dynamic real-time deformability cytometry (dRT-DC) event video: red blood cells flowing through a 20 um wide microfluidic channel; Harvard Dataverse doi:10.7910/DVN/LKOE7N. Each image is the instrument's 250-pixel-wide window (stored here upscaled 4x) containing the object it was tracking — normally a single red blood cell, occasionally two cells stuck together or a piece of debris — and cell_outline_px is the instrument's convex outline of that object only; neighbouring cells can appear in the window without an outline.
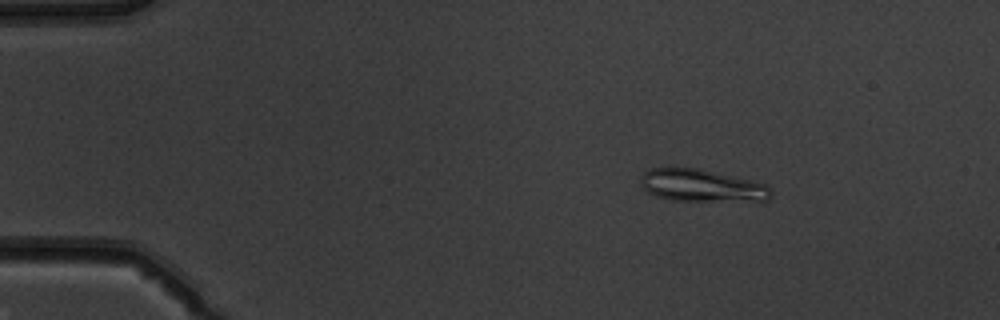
{"species": "common noctule bat (a hibernating species)", "species_latin": "Nyctalus noctula", "temperature_condition": "warm", "stored_images_in_passage": 49, "camera_frame_rate_fps": 3000, "um_per_image_px": 0.085, "animal": {"sex": "male", "body_mass_g": 19.5, "forearm_length_mm": 54.6}, "frame": {"image": 1, "passage_image": 7, "time_ms": 2.0, "image_size_px": [1000, 320], "cell_outline_px": [[772, 196], [768, 200], [672, 200], [656, 196], [648, 192], [640, 184], [644, 172], [648, 168], [700, 168], [764, 184], [772, 192]], "centroid_in_image_um": [59.6, 15.76], "position_along_channel_um": 25.4, "area_um2": 23.99}}
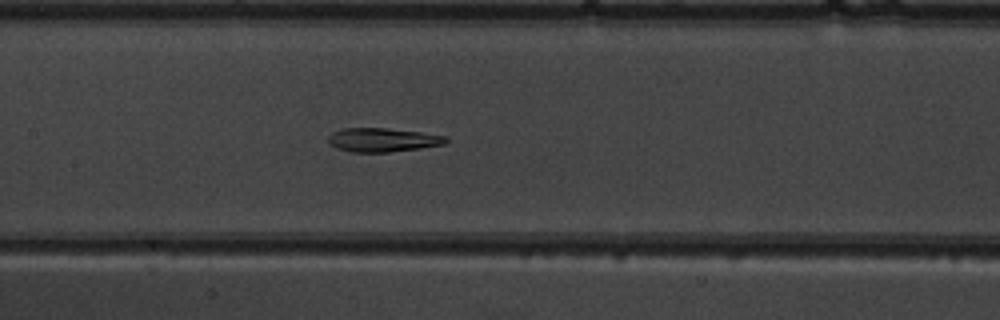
{"frame": {"image": 2, "passage_image": 24, "time_ms": 7.667, "image_size_px": [1000, 320], "cell_outline_px": [[448, 140], [444, 144], [420, 148], [388, 152], [352, 152], [336, 148], [328, 144], [328, 136], [332, 132], [344, 128], [388, 128], [420, 132], [448, 136]], "centroid_in_image_um": [32.5, 11.89], "position_along_channel_um": 174.9, "area_um2": 16.42}}
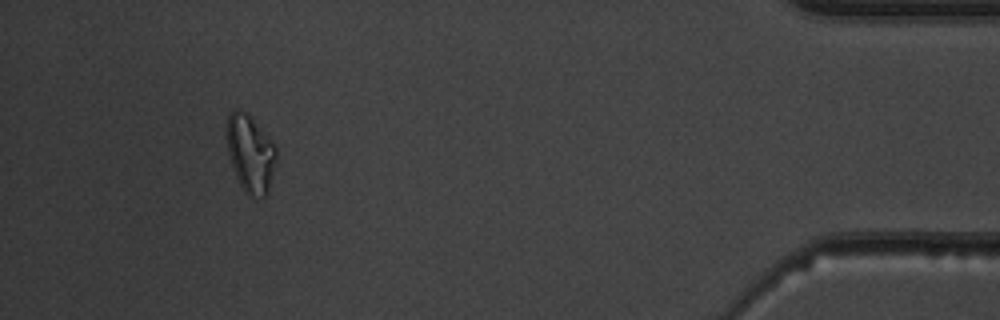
{"frame": {"image": 3, "passage_image": 46, "time_ms": 15.0, "image_size_px": [1000, 320], "cell_outline_px": [[276, 160], [268, 192], [264, 196], [248, 196], [244, 192], [236, 176], [228, 152], [224, 132], [228, 116], [232, 108], [236, 108], [244, 112], [252, 120], [276, 148]], "centroid_in_image_um": [21.23, 13.05], "position_along_channel_um": 414.0, "area_um2": 22.02}, "authors_computed_cell_mechanics": {"area_um2": 18.3226, "velocity_mm_per_s": 4.0451, "shape_relaxation_time_tau1_ms": null, "shape_relaxation_time_tau2_ms": 2.5073, "deformation_change_tau1": null, "deformation_change_tau2": 0.1116}}